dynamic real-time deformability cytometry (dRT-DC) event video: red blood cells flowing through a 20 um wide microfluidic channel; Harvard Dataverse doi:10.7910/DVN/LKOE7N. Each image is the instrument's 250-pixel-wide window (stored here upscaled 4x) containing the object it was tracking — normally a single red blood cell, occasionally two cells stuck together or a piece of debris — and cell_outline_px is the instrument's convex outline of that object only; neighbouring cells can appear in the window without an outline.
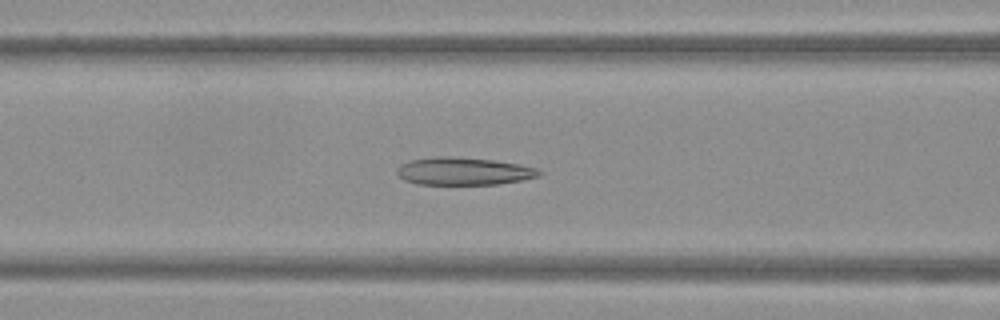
{"species": "Egyptian fruit bat (a non-hibernating species)", "species_latin": "Rousettus aegyptiacus", "temperature_condition": "warm", "stored_images_in_passage": 51, "camera_frame_rate_fps": 3000, "um_per_image_px": 0.085, "frame": {"image": 1, "passage_image": 21, "time_ms": 6.667, "image_size_px": [1000, 320], "cell_outline_px": [[544, 172], [540, 176], [520, 180], [496, 184], [416, 184], [404, 180], [396, 172], [396, 168], [400, 164], [408, 160], [436, 156], [452, 156], [492, 160], [520, 164], [536, 168]], "centroid_in_image_um": [39.38, 14.54], "position_along_channel_um": 127.2, "area_um2": 23.0}}
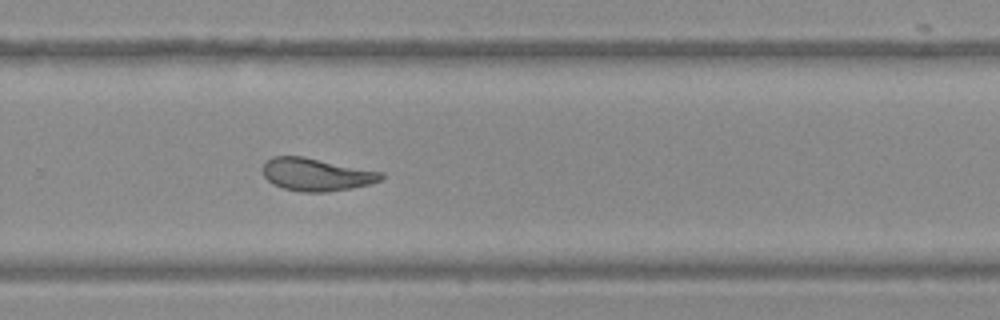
{"frame": {"image": 2, "passage_image": 34, "time_ms": 11.0, "image_size_px": [1000, 320], "cell_outline_px": [[384, 176], [380, 180], [372, 184], [352, 188], [324, 192], [300, 192], [284, 188], [272, 184], [264, 176], [264, 164], [272, 156], [304, 156], [384, 172]], "centroid_in_image_um": [26.92, 14.83], "position_along_channel_um": 302.9, "area_um2": 22.66}}
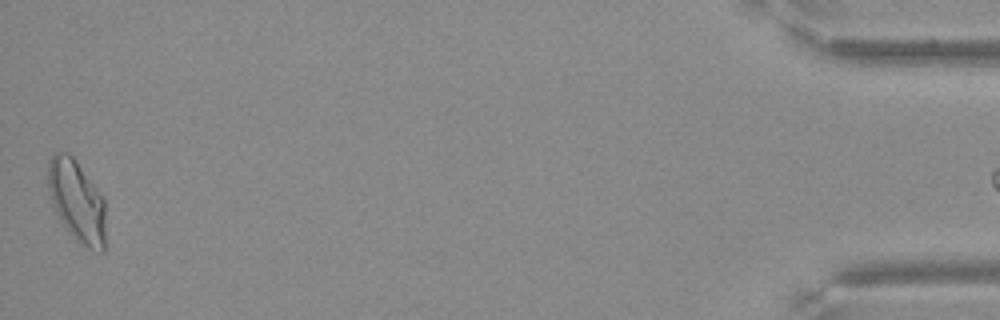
{"frame": {"image": 3, "passage_image": 50, "time_ms": 16.333, "image_size_px": [1000, 320], "cell_outline_px": [[104, 252], [92, 252], [80, 244], [68, 232], [52, 204], [48, 188], [48, 160], [56, 152], [68, 152], [72, 156], [96, 188], [104, 200]], "centroid_in_image_um": [6.52, 17.13], "position_along_channel_um": 428.7, "area_um2": 27.17}}